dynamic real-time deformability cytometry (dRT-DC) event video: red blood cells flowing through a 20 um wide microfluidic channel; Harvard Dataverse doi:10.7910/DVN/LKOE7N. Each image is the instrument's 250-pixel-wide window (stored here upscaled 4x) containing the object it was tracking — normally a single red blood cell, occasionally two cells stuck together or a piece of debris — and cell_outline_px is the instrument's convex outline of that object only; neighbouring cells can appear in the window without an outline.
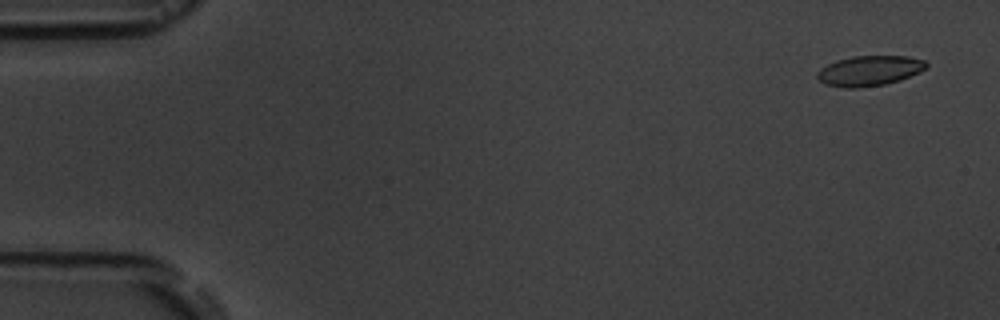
{"species": "common noctule bat (a hibernating species)", "species_latin": "Nyctalus noctula", "temperature_condition": "room temperature", "stored_images_in_passage": 5, "camera_frame_rate_fps": 3000, "um_per_image_px": 0.085, "animal": {"sex": "male", "body_mass_g": 19.5, "forearm_length_mm": 54.6}, "frame": {"image": 1, "passage_image": 1, "time_ms": 0.0, "image_size_px": [1000, 320], "cell_outline_px": [[928, 68], [920, 72], [900, 80], [884, 84], [856, 88], [844, 88], [824, 84], [816, 76], [816, 72], [820, 68], [836, 60], [852, 56], [908, 56], [924, 60], [928, 64]], "centroid_in_image_um": [73.9, 6.01], "position_along_channel_um": 11.1, "area_um2": 19.31}}
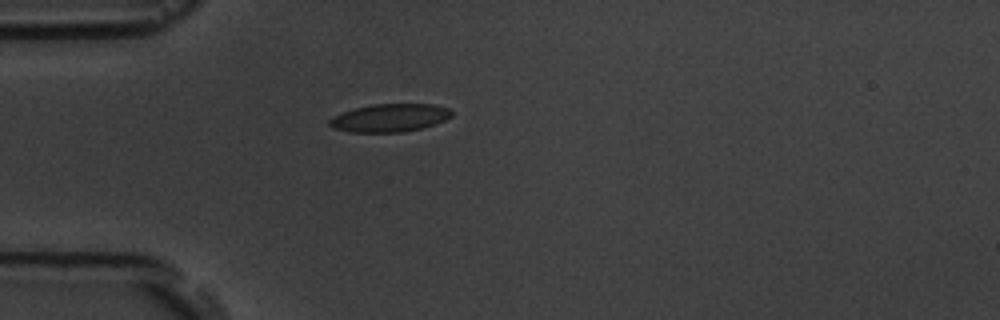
{"frame": {"image": 2, "passage_image": 5, "time_ms": 4.333, "image_size_px": [1000, 320], "cell_outline_px": [[452, 116], [444, 120], [420, 128], [404, 132], [352, 132], [332, 128], [328, 124], [328, 120], [332, 116], [356, 108], [372, 104], [432, 104], [448, 108], [452, 112]], "centroid_in_image_um": [33.09, 10.01], "position_along_channel_um": 51.9, "area_um2": 19.77}}